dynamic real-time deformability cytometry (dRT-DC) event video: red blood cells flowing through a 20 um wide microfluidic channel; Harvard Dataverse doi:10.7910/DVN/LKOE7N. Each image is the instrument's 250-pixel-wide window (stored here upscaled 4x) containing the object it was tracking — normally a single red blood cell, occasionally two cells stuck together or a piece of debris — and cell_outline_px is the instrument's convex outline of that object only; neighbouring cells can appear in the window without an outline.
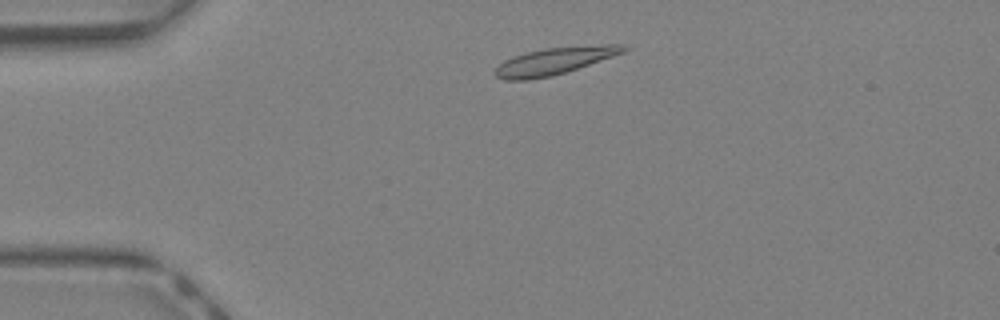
{"species": "Egyptian fruit bat (a non-hibernating species)", "species_latin": "Rousettus aegyptiacus", "temperature_condition": "warm", "stored_images_in_passage": 37, "camera_frame_rate_fps": 3000, "um_per_image_px": 0.085, "animal": {"sex": "female"}, "frame": {"image": 1, "passage_image": 4, "time_ms": 1.0, "image_size_px": [1000, 320], "cell_outline_px": [[628, 48], [624, 52], [564, 72], [548, 76], [528, 80], [504, 80], [496, 76], [492, 72], [504, 60], [512, 56], [524, 52], [544, 48], [608, 44], [624, 44]], "centroid_in_image_um": [47.06, 5.17], "position_along_channel_um": 37.9, "area_um2": 20.0}}
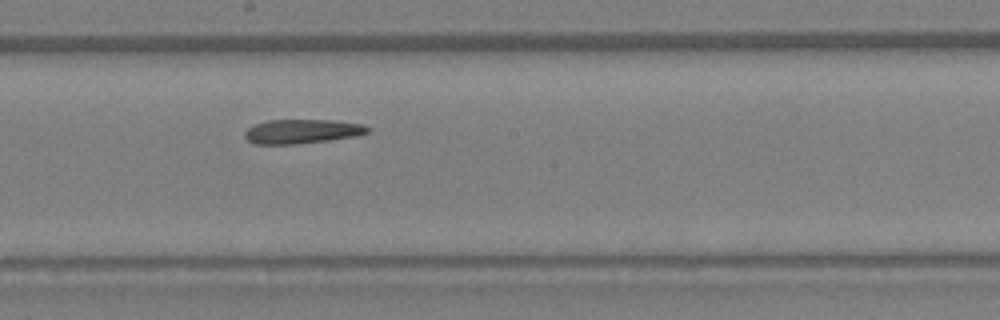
{"frame": {"image": 2, "passage_image": 18, "time_ms": 5.667, "image_size_px": [1000, 320], "cell_outline_px": [[372, 132], [356, 136], [328, 140], [292, 144], [256, 144], [248, 140], [244, 136], [244, 132], [248, 128], [256, 124], [268, 120], [332, 120], [360, 124], [372, 128]], "centroid_in_image_um": [25.7, 11.16], "position_along_channel_um": 222.5, "area_um2": 17.28}}
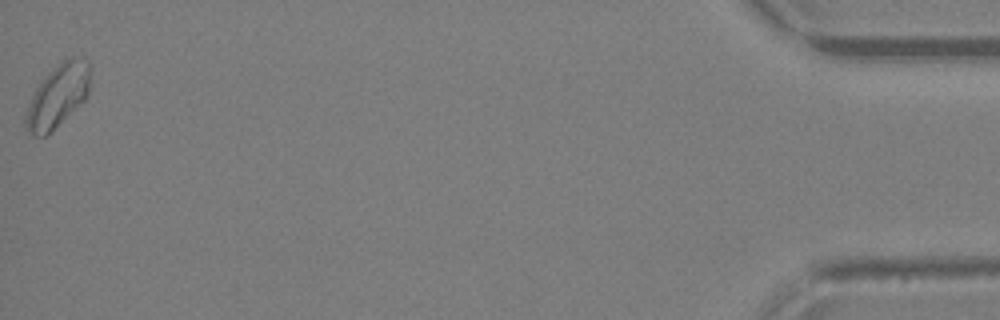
{"frame": {"image": 3, "passage_image": 37, "time_ms": 12.0, "image_size_px": [1000, 320], "cell_outline_px": [[92, 68], [88, 96], [84, 100], [44, 136], [32, 136], [24, 128], [24, 120], [32, 96], [36, 88], [44, 76], [48, 72], [64, 60], [72, 56], [80, 56], [88, 60]], "centroid_in_image_um": [4.94, 8.09], "position_along_channel_um": 430.3, "area_um2": 23.52}}